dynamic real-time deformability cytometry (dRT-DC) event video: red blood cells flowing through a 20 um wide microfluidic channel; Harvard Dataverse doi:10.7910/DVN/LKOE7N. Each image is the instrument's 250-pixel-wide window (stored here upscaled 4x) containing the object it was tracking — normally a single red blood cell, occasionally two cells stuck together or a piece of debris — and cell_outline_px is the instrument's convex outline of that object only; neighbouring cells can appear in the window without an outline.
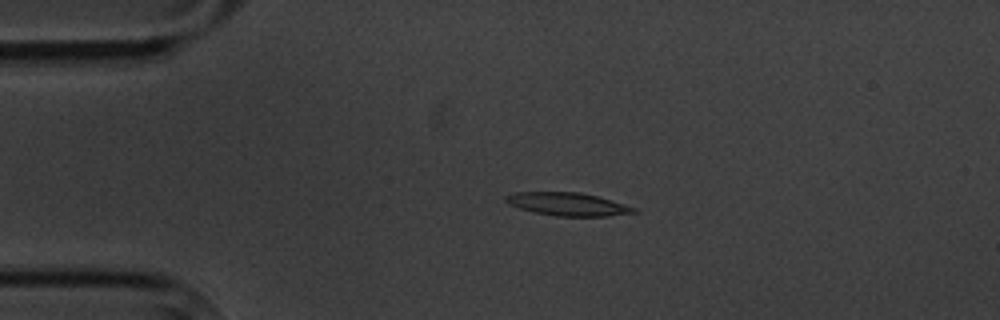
{"species": "common noctule bat (a hibernating species)", "species_latin": "Nyctalus noctula", "temperature_condition": "cold", "stored_images_in_passage": 4, "camera_frame_rate_fps": 3000, "um_per_image_px": 0.085, "animal": {"sex": "male", "body_mass_g": 20.1, "forearm_length_mm": 53.5}, "frame": {"image": 1, "passage_image": 3, "time_ms": 2.333, "image_size_px": [1000, 320], "cell_outline_px": [[640, 212], [608, 216], [556, 216], [532, 212], [508, 204], [504, 200], [504, 196], [516, 192], [580, 192], [612, 200], [636, 208]], "centroid_in_image_um": [48.25, 17.35], "position_along_channel_um": 36.7, "area_um2": 17.28}}